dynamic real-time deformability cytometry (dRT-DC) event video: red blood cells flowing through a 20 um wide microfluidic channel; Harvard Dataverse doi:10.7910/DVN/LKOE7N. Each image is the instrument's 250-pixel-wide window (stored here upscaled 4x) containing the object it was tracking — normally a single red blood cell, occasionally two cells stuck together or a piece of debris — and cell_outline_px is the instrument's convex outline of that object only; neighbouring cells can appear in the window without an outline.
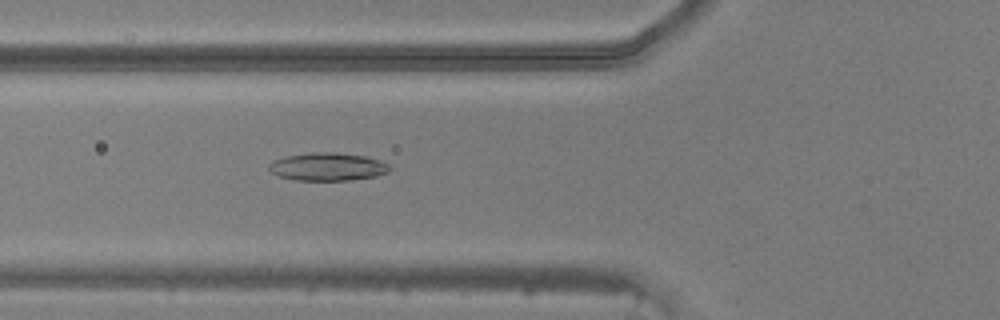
{"species": "common noctule bat (a hibernating species)", "species_latin": "Nyctalus noctula", "temperature_condition": "warm", "stored_images_in_passage": 49, "camera_frame_rate_fps": 3000, "um_per_image_px": 0.085, "animal": {"sex": "male", "body_mass_g": 20.5, "forearm_length_mm": 52.5}, "frame": {"image": 1, "passage_image": 19, "time_ms": 6.0, "image_size_px": [1000, 320], "cell_outline_px": [[392, 168], [388, 172], [376, 176], [348, 180], [296, 180], [280, 176], [272, 172], [268, 168], [268, 164], [272, 160], [288, 156], [312, 152], [336, 152], [368, 156], [380, 160], [388, 164]], "centroid_in_image_um": [27.88, 14.16], "position_along_channel_um": 97.9, "area_um2": 19.71}}
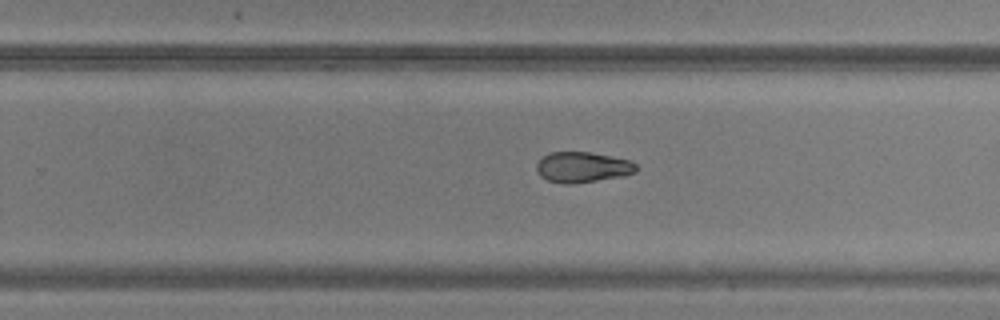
{"frame": {"image": 2, "passage_image": 32, "time_ms": 10.333, "image_size_px": [1000, 320], "cell_outline_px": [[636, 172], [624, 176], [572, 184], [564, 184], [548, 180], [540, 176], [536, 172], [536, 164], [548, 152], [592, 152], [632, 160], [636, 164]], "centroid_in_image_um": [49.52, 14.21], "position_along_channel_um": 280.3, "area_um2": 17.92}}
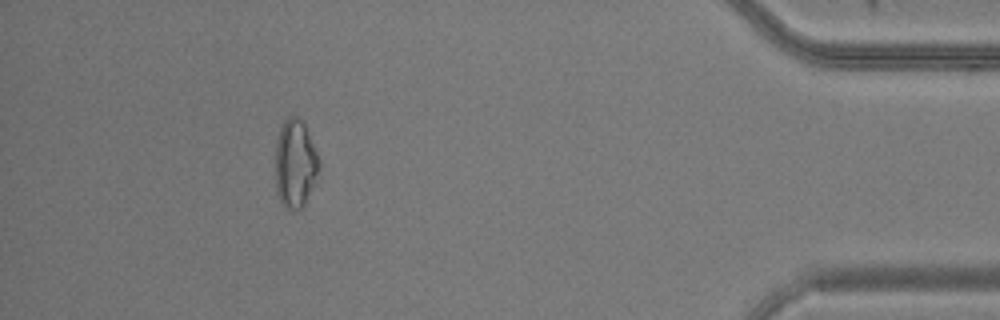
{"frame": {"image": 3, "passage_image": 45, "time_ms": 14.667, "image_size_px": [1000, 320], "cell_outline_px": [[320, 176], [304, 204], [300, 208], [284, 208], [276, 192], [276, 140], [280, 128], [284, 120], [288, 116], [296, 116], [304, 124], [320, 160]], "centroid_in_image_um": [25.11, 13.92], "position_along_channel_um": 410.1, "area_um2": 22.6}}